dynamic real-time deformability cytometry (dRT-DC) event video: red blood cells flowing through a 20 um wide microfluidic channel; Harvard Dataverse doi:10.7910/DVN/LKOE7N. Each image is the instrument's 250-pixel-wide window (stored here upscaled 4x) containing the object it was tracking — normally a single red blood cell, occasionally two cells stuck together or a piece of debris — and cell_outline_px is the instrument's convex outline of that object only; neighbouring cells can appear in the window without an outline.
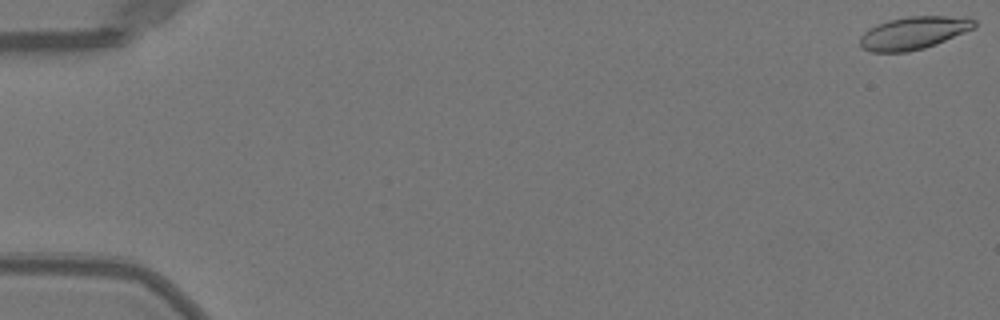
{"species": "Egyptian fruit bat (a non-hibernating species)", "species_latin": "Rousettus aegyptiacus", "temperature_condition": "warm", "stored_images_in_passage": 52, "camera_frame_rate_fps": 3000, "um_per_image_px": 0.085, "animal": {"sex": "female"}, "frame": {"image": 1, "passage_image": 1, "time_ms": 0.0, "image_size_px": [1000, 320], "cell_outline_px": [[976, 28], [936, 44], [924, 48], [908, 52], [872, 52], [864, 48], [860, 44], [860, 36], [868, 28], [876, 24], [888, 20], [908, 16], [948, 16], [976, 20]], "centroid_in_image_um": [77.64, 2.8], "position_along_channel_um": 7.4, "area_um2": 21.79}}
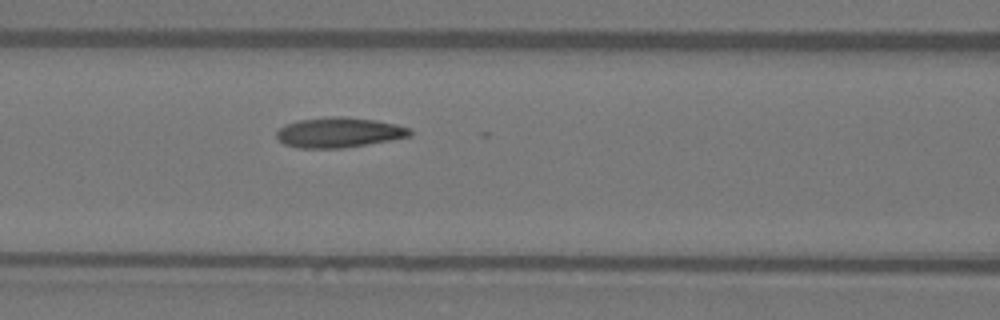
{"frame": {"image": 2, "passage_image": 23, "time_ms": 7.333, "image_size_px": [1000, 320], "cell_outline_px": [[412, 132], [408, 136], [368, 144], [344, 148], [300, 148], [284, 144], [276, 136], [276, 132], [284, 124], [296, 120], [332, 116], [344, 116], [376, 120], [396, 124], [412, 128]], "centroid_in_image_um": [28.79, 11.25], "position_along_channel_um": 137.8, "area_um2": 23.47}}
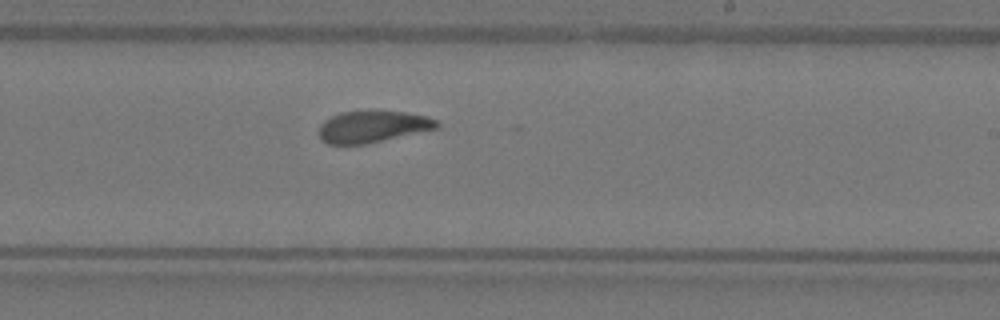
{"frame": {"image": 3, "passage_image": 32, "time_ms": 10.333, "image_size_px": [1000, 320], "cell_outline_px": [[440, 128], [368, 144], [328, 144], [320, 140], [320, 124], [324, 120], [340, 112], [368, 108], [376, 108], [404, 112], [428, 116], [436, 120], [440, 124]], "centroid_in_image_um": [31.7, 10.72], "position_along_channel_um": 257.3, "area_um2": 22.77}, "authors_computed_cell_mechanics": {"area_um2": 22.253, "velocity_mm_per_s": 3.999, "shape_relaxation_time_tau1_ms": null, "shape_relaxation_time_tau2_ms": 2.2663, "deformation_change_tau1": null, "deformation_change_tau2": 0.0761}}